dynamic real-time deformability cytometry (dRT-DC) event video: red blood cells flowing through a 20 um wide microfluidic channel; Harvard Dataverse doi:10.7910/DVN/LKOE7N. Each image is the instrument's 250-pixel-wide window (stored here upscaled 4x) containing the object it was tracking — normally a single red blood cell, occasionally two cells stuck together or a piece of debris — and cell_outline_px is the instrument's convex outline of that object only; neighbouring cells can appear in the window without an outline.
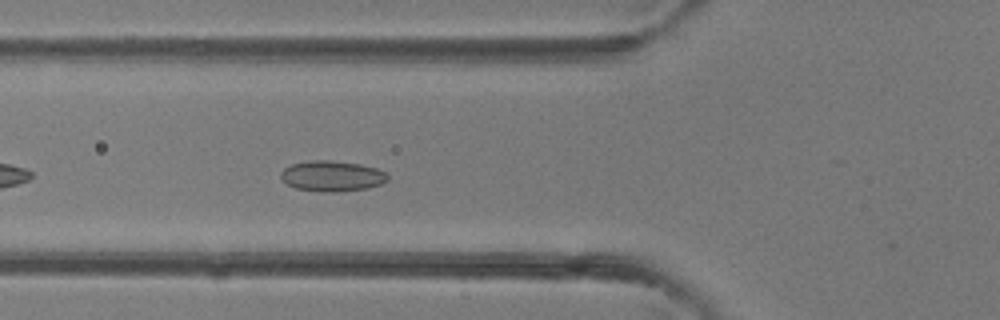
{"species": "common noctule bat (a hibernating species)", "species_latin": "Nyctalus noctula", "temperature_condition": "room temperature", "stored_images_in_passage": 41, "camera_frame_rate_fps": 3000, "um_per_image_px": 0.085, "animal": {"sex": "female"}, "frame": {"image": 1, "passage_image": 15, "time_ms": 4.667, "image_size_px": [1000, 320], "cell_outline_px": [[388, 180], [380, 184], [368, 188], [336, 192], [320, 192], [296, 188], [288, 184], [280, 176], [280, 172], [284, 168], [292, 164], [308, 160], [328, 160], [360, 164], [376, 168], [384, 172], [388, 176]], "centroid_in_image_um": [28.21, 14.96], "position_along_channel_um": 97.6, "area_um2": 19.02}}
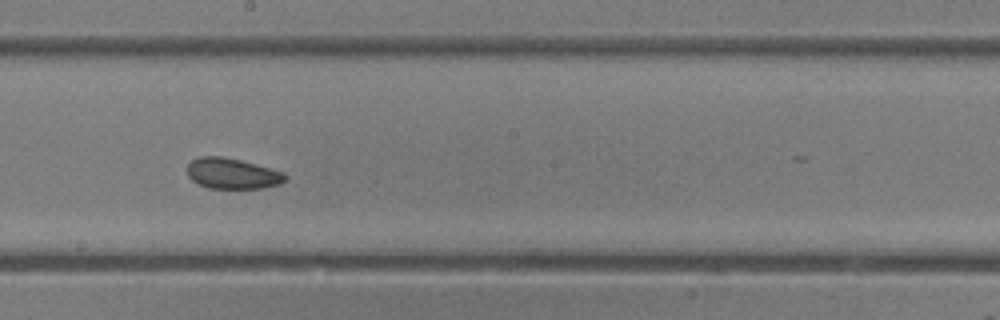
{"frame": {"image": 2, "passage_image": 23, "time_ms": 7.333, "image_size_px": [1000, 320], "cell_outline_px": [[288, 176], [280, 184], [264, 188], [208, 188], [192, 180], [188, 176], [188, 164], [192, 160], [200, 156], [220, 156], [240, 160], [256, 164], [284, 172]], "centroid_in_image_um": [19.76, 14.75], "position_along_channel_um": 228.4, "area_um2": 17.46}}
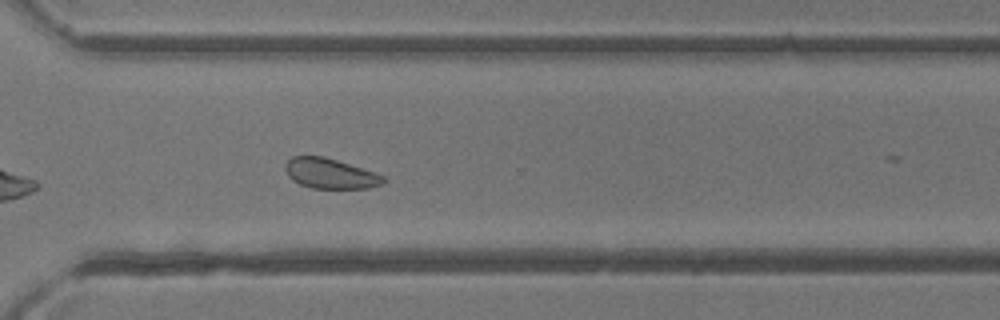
{"frame": {"image": 3, "passage_image": 30, "time_ms": 9.667, "image_size_px": [1000, 320], "cell_outline_px": [[388, 180], [384, 184], [368, 188], [312, 188], [300, 184], [292, 180], [288, 176], [284, 168], [284, 164], [292, 156], [324, 156], [376, 172], [384, 176]], "centroid_in_image_um": [28.09, 14.75], "position_along_channel_um": 342.5, "area_um2": 17.46}}